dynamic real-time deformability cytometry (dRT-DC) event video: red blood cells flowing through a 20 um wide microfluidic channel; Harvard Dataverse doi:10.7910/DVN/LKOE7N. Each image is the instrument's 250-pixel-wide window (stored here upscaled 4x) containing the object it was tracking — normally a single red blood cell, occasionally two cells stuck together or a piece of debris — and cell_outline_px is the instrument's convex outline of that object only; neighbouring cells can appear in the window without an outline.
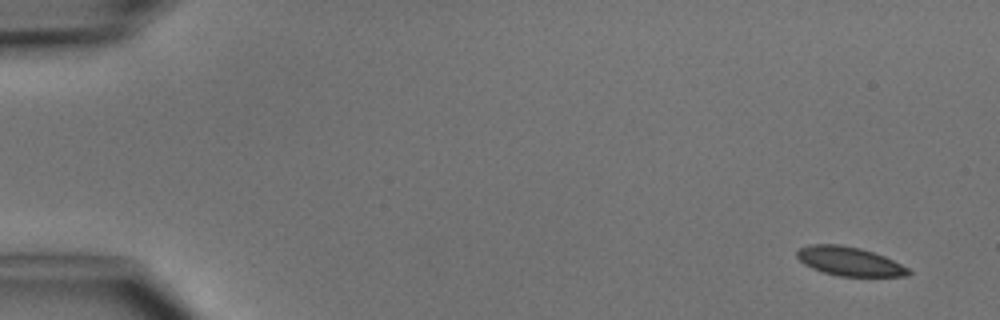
{"species": "common noctule bat (a hibernating species)", "species_latin": "Nyctalus noctula", "temperature_condition": "cold", "stored_images_in_passage": 4, "camera_frame_rate_fps": 3000, "um_per_image_px": 0.085, "animal": {"sex": "male", "body_mass_g": 15.6}, "frame": {"image": 1, "passage_image": 1, "time_ms": 0.0, "image_size_px": [1000, 320], "cell_outline_px": [[912, 272], [908, 276], [840, 276], [824, 272], [812, 268], [804, 264], [796, 256], [796, 252], [800, 248], [812, 244], [840, 244], [860, 248], [884, 256], [908, 268]], "centroid_in_image_um": [72.19, 22.21], "position_along_channel_um": 12.8, "area_um2": 18.61}}